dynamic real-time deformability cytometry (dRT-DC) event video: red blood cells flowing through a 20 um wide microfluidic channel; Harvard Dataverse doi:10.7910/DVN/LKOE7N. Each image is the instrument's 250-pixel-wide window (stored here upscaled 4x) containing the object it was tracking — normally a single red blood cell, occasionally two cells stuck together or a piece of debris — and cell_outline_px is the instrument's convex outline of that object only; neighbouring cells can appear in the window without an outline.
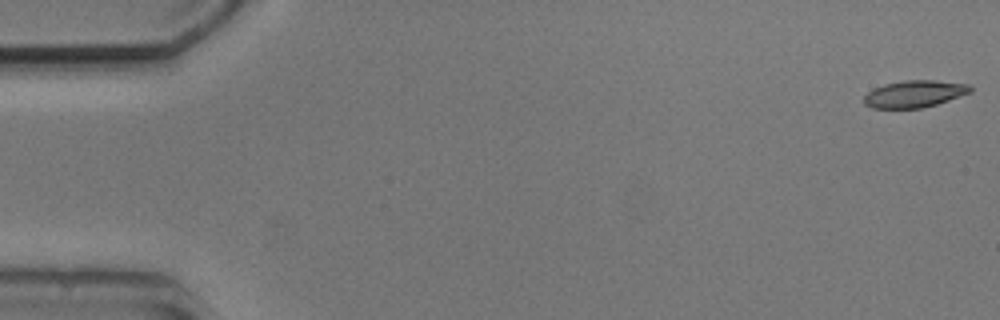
{"species": "common noctule bat (a hibernating species)", "species_latin": "Nyctalus noctula", "temperature_condition": "cold", "stored_images_in_passage": 4, "camera_frame_rate_fps": 3000, "um_per_image_px": 0.085, "animal": {"sex": "male", "body_mass_g": 20.5, "forearm_length_mm": 52.5}, "frame": {"image": 1, "passage_image": 1, "time_ms": 0.0, "image_size_px": [1000, 320], "cell_outline_px": [[972, 92], [936, 104], [920, 108], [872, 108], [864, 104], [864, 96], [868, 92], [884, 84], [904, 80], [936, 80], [968, 84], [972, 88]], "centroid_in_image_um": [77.73, 7.97], "position_along_channel_um": 7.3, "area_um2": 16.65}}